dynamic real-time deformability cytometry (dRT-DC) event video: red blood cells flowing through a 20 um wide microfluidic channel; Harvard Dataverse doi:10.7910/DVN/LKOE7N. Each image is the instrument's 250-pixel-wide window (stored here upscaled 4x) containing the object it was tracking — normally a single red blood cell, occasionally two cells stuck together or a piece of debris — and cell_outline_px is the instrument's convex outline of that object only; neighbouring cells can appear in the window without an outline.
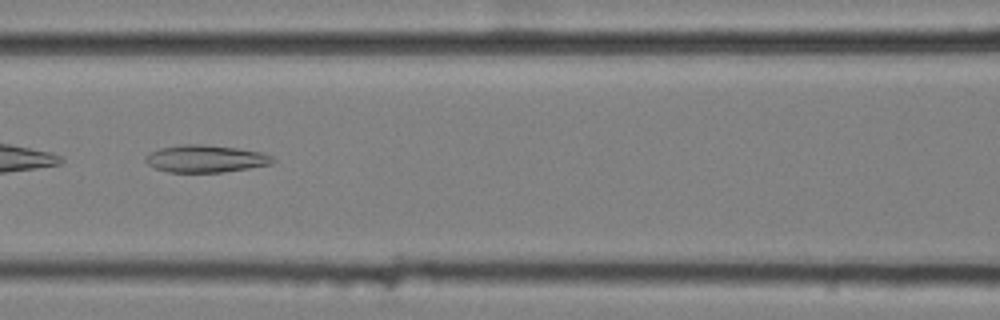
{"species": "common noctule bat (a hibernating species)", "species_latin": "Nyctalus noctula", "temperature_condition": "cold", "stored_images_in_passage": 10, "camera_frame_rate_fps": 3000, "um_per_image_px": 0.085, "animal": {"sex": "female", "body_mass_g": 25.1}, "frame": {"image": 1, "passage_image": 7, "time_ms": 2.0, "image_size_px": [1000, 320], "cell_outline_px": [[276, 160], [272, 164], [248, 168], [220, 172], [168, 172], [152, 168], [144, 160], [144, 156], [160, 148], [180, 144], [204, 144], [236, 148], [260, 152], [272, 156]], "centroid_in_image_um": [17.44, 13.49], "position_along_channel_um": 149.2, "area_um2": 20.29}}
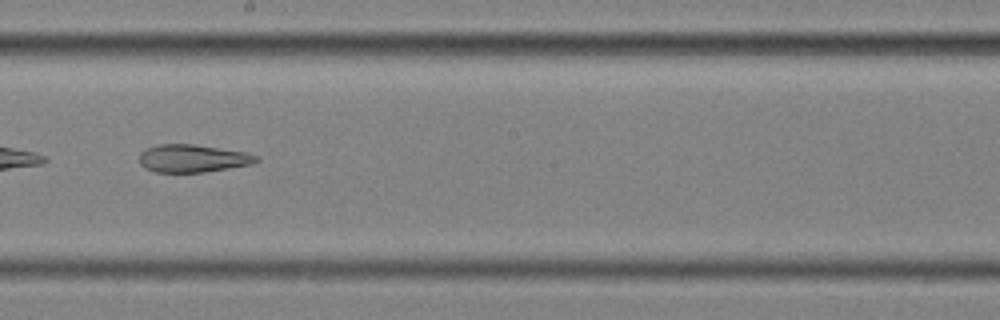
{"frame": {"image": 2, "passage_image": 9, "time_ms": 2.667, "image_size_px": [1000, 320], "cell_outline_px": [[260, 160], [252, 164], [204, 172], [156, 172], [144, 168], [140, 164], [140, 152], [148, 148], [160, 144], [192, 144], [244, 152], [256, 156]], "centroid_in_image_um": [16.35, 13.47], "position_along_channel_um": 231.8, "area_um2": 18.67}}
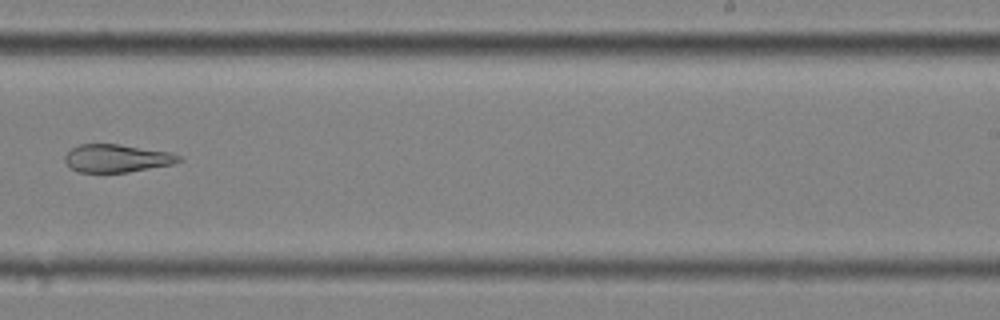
{"frame": {"image": 3, "passage_image": 10, "time_ms": 3.0, "image_size_px": [1000, 320], "cell_outline_px": [[184, 160], [172, 164], [128, 172], [80, 172], [72, 168], [64, 160], [64, 156], [72, 148], [80, 144], [120, 144], [168, 152], [180, 156]], "centroid_in_image_um": [9.93, 13.45], "position_along_channel_um": 279.1, "area_um2": 18.32}}